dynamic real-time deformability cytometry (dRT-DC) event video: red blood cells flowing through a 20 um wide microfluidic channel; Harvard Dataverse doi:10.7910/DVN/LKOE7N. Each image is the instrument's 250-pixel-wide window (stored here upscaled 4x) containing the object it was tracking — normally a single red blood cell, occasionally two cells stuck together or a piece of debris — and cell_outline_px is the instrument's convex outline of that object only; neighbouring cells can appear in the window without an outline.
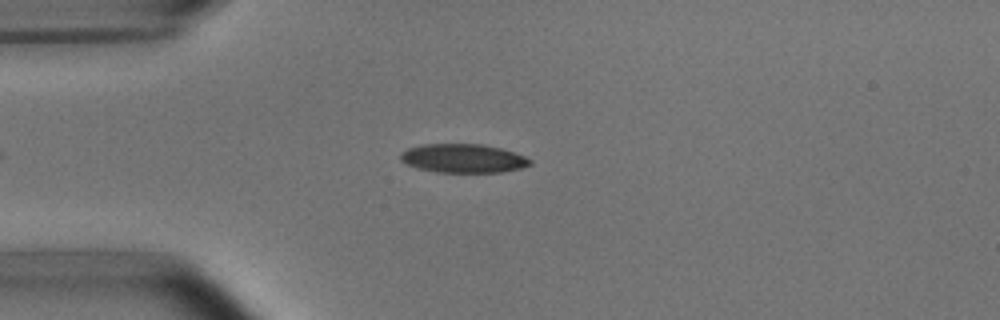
{"species": "common noctule bat (a hibernating species)", "species_latin": "Nyctalus noctula", "temperature_condition": "room temperature", "stored_images_in_passage": 37, "camera_frame_rate_fps": 3000, "um_per_image_px": 0.085, "animal": {"sex": "male", "body_mass_g": 15.6}, "frame": {"image": 1, "passage_image": 1, "time_ms": 0.0, "image_size_px": [1000, 320], "cell_outline_px": [[532, 164], [520, 168], [500, 172], [436, 172], [416, 168], [400, 160], [400, 156], [408, 148], [420, 144], [480, 144], [500, 148], [524, 156], [532, 160]], "centroid_in_image_um": [39.36, 13.46], "position_along_channel_um": 45.6, "area_um2": 21.56}}
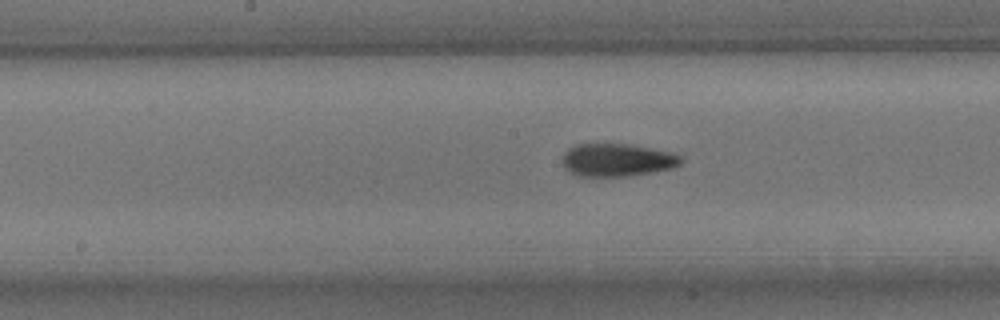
{"frame": {"image": 2, "passage_image": 14, "time_ms": 4.333, "image_size_px": [1000, 320], "cell_outline_px": [[684, 160], [680, 164], [672, 168], [652, 172], [624, 176], [576, 176], [568, 172], [564, 168], [564, 152], [568, 148], [576, 144], [628, 144], [668, 152], [680, 156]], "centroid_in_image_um": [52.42, 13.61], "position_along_channel_um": 195.8, "area_um2": 22.48}}
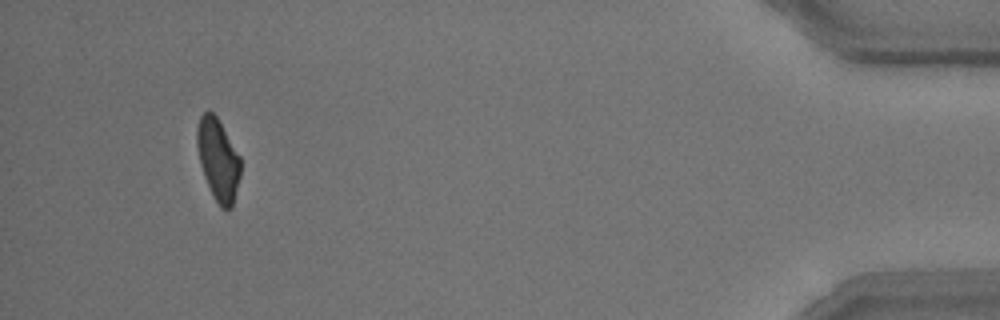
{"frame": {"image": 3, "passage_image": 37, "time_ms": 12.0, "image_size_px": [1000, 320], "cell_outline_px": [[240, 176], [232, 208], [220, 208], [204, 176], [200, 164], [196, 144], [196, 128], [200, 116], [204, 112], [212, 112], [216, 116], [240, 156]], "centroid_in_image_um": [18.53, 13.55], "position_along_channel_um": 416.7, "area_um2": 20.52}, "authors_computed_cell_mechanics": {"area_um2": 22.3686, "velocity_mm_per_s": 3.7978, "shape_relaxation_time_tau1_ms": 2.5743, "shape_relaxation_time_tau2_ms": 2.7436, "deformation_change_tau1": 0.1326, "deformation_change_tau2": 0.0926}}